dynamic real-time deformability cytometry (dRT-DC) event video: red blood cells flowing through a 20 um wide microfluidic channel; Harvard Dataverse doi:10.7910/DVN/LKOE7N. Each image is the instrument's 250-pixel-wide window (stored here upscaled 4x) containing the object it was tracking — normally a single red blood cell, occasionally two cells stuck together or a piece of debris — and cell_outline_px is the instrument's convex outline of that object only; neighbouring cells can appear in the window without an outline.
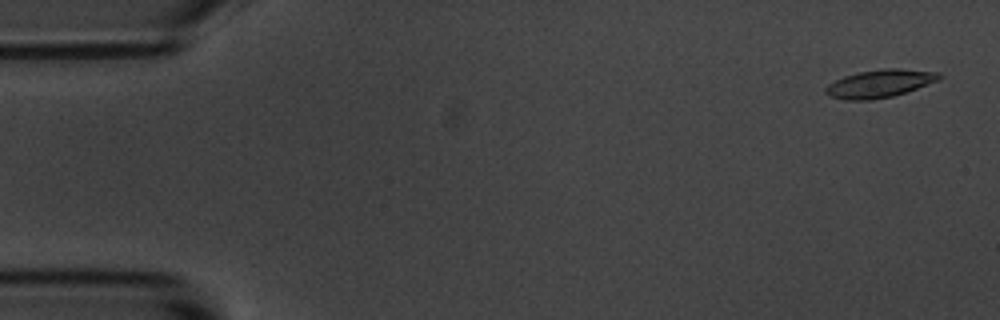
{"species": "common noctule bat (a hibernating species)", "species_latin": "Nyctalus noctula", "temperature_condition": "room temperature", "stored_images_in_passage": 55, "camera_frame_rate_fps": 3000, "um_per_image_px": 0.085, "animal": {"sex": "male", "body_mass_g": 20.1, "forearm_length_mm": 53.5}, "frame": {"image": 1, "passage_image": 2, "time_ms": 0.333, "image_size_px": [1000, 320], "cell_outline_px": [[944, 76], [940, 80], [892, 96], [872, 100], [844, 100], [832, 96], [824, 92], [824, 88], [828, 84], [844, 76], [860, 72], [884, 68], [900, 68], [940, 72]], "centroid_in_image_um": [74.8, 7.09], "position_along_channel_um": 10.2, "area_um2": 18.44}}
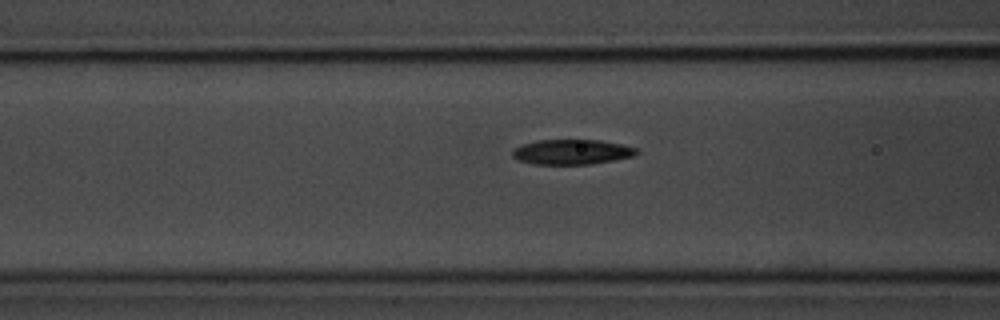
{"frame": {"image": 2, "passage_image": 21, "time_ms": 6.667, "image_size_px": [1000, 320], "cell_outline_px": [[640, 152], [632, 156], [592, 164], [532, 164], [520, 160], [512, 156], [512, 148], [536, 140], [600, 140], [620, 144], [636, 148]], "centroid_in_image_um": [48.58, 12.91], "position_along_channel_um": 118.0, "area_um2": 17.98}}
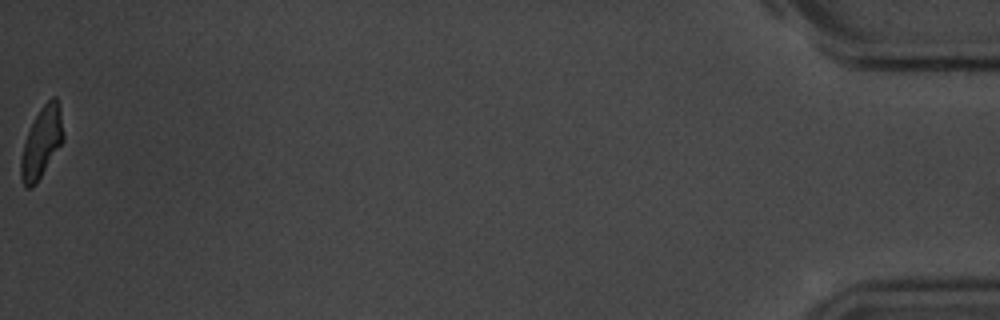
{"frame": {"image": 3, "passage_image": 55, "time_ms": 18.0, "image_size_px": [1000, 320], "cell_outline_px": [[64, 140], [36, 184], [32, 188], [28, 188], [24, 184], [20, 176], [20, 160], [24, 144], [28, 132], [40, 108], [52, 96], [56, 96], [60, 108], [64, 136]], "centroid_in_image_um": [3.54, 12.11], "position_along_channel_um": 431.7, "area_um2": 17.28}, "authors_computed_cell_mechanics": {"area_um2": 18.207, "velocity_mm_per_s": 3.6485, "shape_relaxation_time_tau1_ms": 4.0122, "shape_relaxation_time_tau2_ms": 5.8672, "deformation_change_tau1": 0.1368, "deformation_change_tau2": 0.1247}}